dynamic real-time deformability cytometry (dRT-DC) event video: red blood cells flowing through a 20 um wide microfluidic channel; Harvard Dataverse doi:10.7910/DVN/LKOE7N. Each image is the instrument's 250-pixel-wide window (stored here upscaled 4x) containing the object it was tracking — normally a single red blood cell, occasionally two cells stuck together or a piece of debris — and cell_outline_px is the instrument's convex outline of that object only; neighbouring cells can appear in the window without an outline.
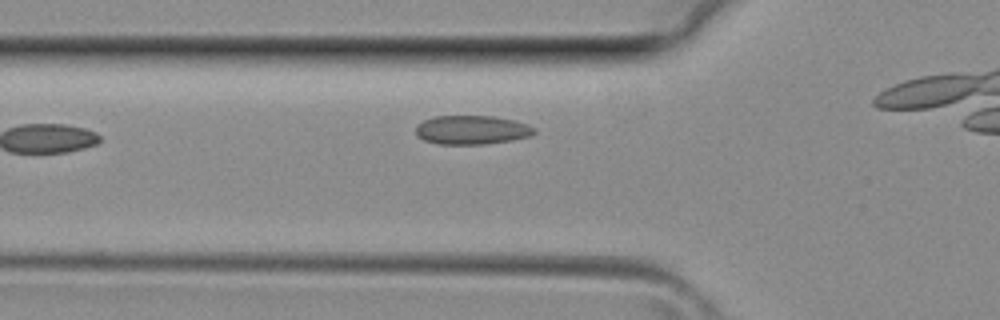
{"species": "common noctule bat (a hibernating species)", "species_latin": "Nyctalus noctula", "temperature_condition": "room temperature", "stored_images_in_passage": 18, "camera_frame_rate_fps": 3000, "um_per_image_px": 0.085, "animal": {"sex": "female", "body_mass_g": 29.2, "forearm_length_mm": 56.3}, "frame": {"image": 1, "passage_image": 3, "time_ms": 0.667, "image_size_px": [1000, 320], "cell_outline_px": [[536, 132], [532, 136], [512, 140], [484, 144], [436, 144], [424, 140], [416, 136], [416, 124], [424, 120], [436, 116], [492, 116], [512, 120], [528, 124], [536, 128]], "centroid_in_image_um": [40.1, 11.05], "position_along_channel_um": 85.7, "area_um2": 20.11}}